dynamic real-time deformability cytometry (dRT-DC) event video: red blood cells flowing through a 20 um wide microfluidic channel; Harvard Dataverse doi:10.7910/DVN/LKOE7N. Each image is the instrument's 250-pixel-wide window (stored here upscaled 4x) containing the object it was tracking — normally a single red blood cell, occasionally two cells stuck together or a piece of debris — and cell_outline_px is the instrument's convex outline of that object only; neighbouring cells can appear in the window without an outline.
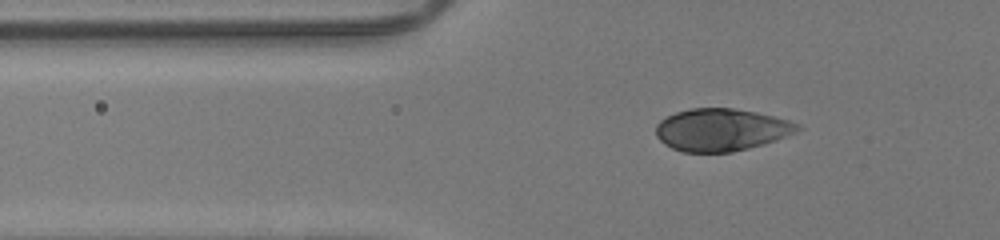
{"species": "human", "species_latin": "Homo sapiens", "temperature_condition": "room temperature", "stored_images_in_passage": 39, "camera_frame_rate_fps": 3000, "um_per_image_px": 0.085, "donor": {"sex": "male"}, "frame": {"image": 1, "passage_image": 7, "time_ms": 2.0, "image_size_px": [1000, 240], "cell_outline_px": [[804, 128], [776, 140], [764, 144], [732, 152], [680, 152], [664, 144], [656, 136], [656, 124], [660, 120], [676, 112], [692, 108], [732, 108], [756, 112], [788, 120], [800, 124]], "centroid_in_image_um": [61.3, 11.03], "position_along_channel_um": 64.5, "area_um2": 34.97}}
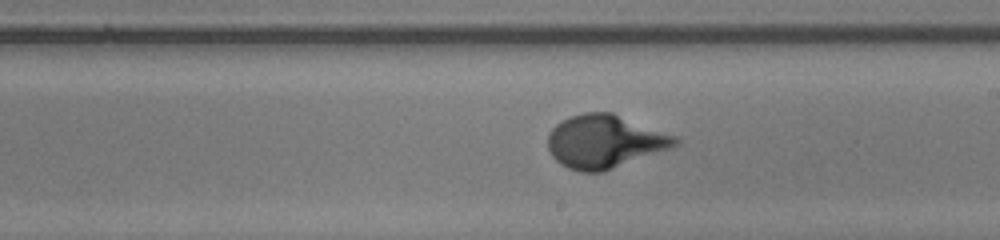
{"frame": {"image": 2, "passage_image": 21, "time_ms": 6.667, "image_size_px": [1000, 240], "cell_outline_px": [[680, 144], [604, 172], [580, 172], [568, 168], [560, 164], [552, 156], [548, 148], [548, 132], [556, 124], [572, 116], [584, 112], [612, 112], [676, 136], [680, 140]], "centroid_in_image_um": [51.39, 12.03], "position_along_channel_um": 237.6, "area_um2": 39.42}}
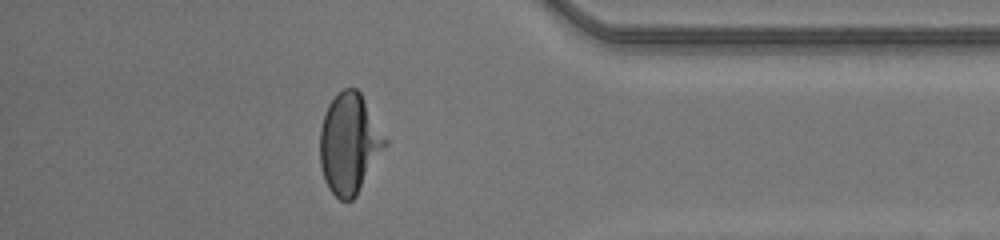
{"frame": {"image": 3, "passage_image": 34, "time_ms": 11.0, "image_size_px": [1000, 240], "cell_outline_px": [[388, 144], [356, 196], [352, 200], [340, 200], [328, 188], [324, 180], [320, 164], [320, 128], [328, 104], [344, 88], [356, 88], [360, 92], [388, 140]], "centroid_in_image_um": [29.7, 12.22], "position_along_channel_um": 405.5, "area_um2": 37.97}}